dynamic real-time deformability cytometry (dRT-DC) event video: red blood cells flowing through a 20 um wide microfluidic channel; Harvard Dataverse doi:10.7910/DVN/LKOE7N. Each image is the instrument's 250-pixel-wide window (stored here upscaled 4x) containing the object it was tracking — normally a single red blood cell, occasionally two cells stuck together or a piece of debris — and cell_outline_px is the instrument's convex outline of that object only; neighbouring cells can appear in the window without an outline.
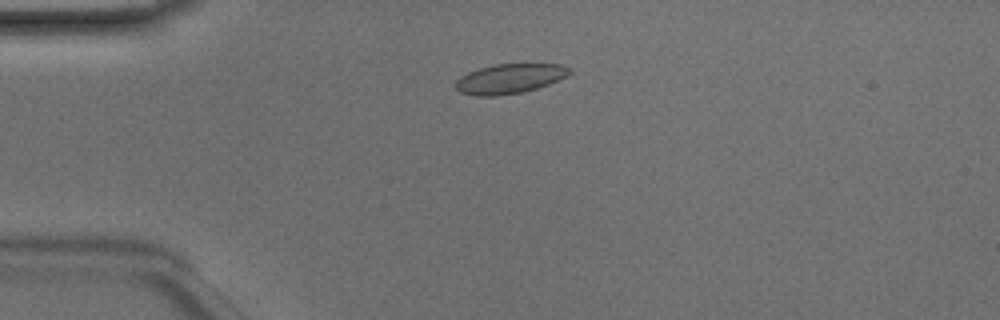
{"species": "Egyptian fruit bat (a non-hibernating species)", "species_latin": "Rousettus aegyptiacus", "temperature_condition": "room temperature", "stored_images_in_passage": 40, "camera_frame_rate_fps": 3000, "um_per_image_px": 0.085, "animal": {"sex": "male"}, "frame": {"image": 1, "passage_image": 3, "time_ms": 0.667, "image_size_px": [1000, 320], "cell_outline_px": [[572, 72], [548, 84], [524, 92], [496, 96], [476, 96], [460, 92], [456, 88], [456, 80], [460, 76], [468, 72], [480, 68], [496, 64], [560, 64], [572, 68]], "centroid_in_image_um": [43.3, 6.69], "position_along_channel_um": 41.7, "area_um2": 19.59}}
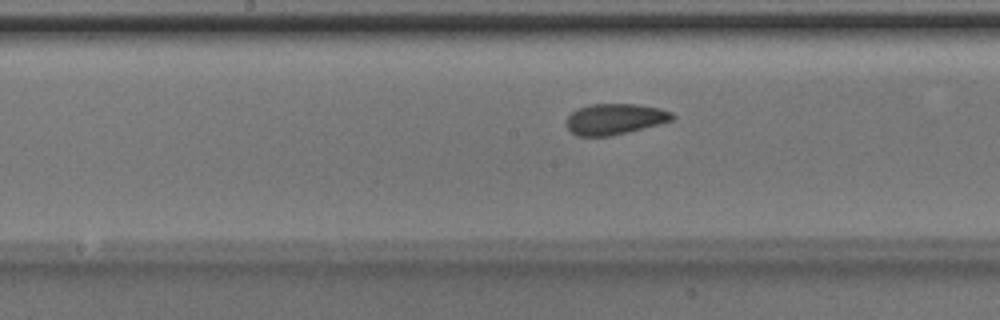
{"frame": {"image": 2, "passage_image": 16, "time_ms": 5.0, "image_size_px": [1000, 320], "cell_outline_px": [[676, 116], [672, 120], [660, 124], [628, 132], [608, 136], [576, 136], [564, 124], [568, 116], [576, 108], [588, 104], [636, 104], [660, 108], [672, 112]], "centroid_in_image_um": [52.24, 10.11], "position_along_channel_um": 196.0, "area_um2": 19.25}}
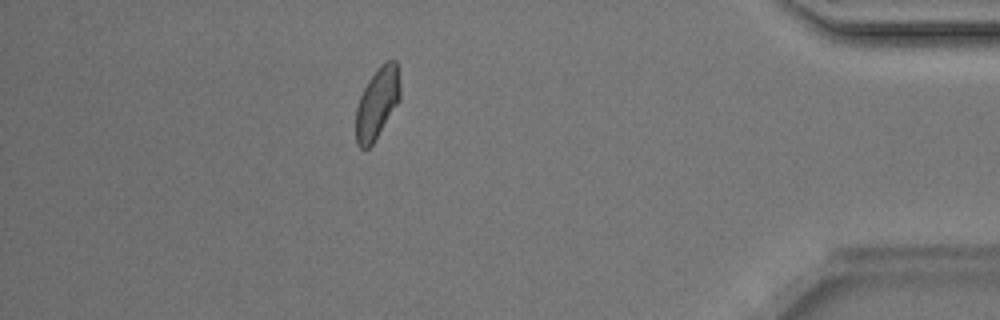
{"frame": {"image": 3, "passage_image": 34, "time_ms": 11.0, "image_size_px": [1000, 320], "cell_outline_px": [[400, 100], [372, 144], [368, 148], [360, 148], [356, 144], [356, 108], [360, 96], [368, 80], [380, 64], [388, 60], [396, 60], [400, 84]], "centroid_in_image_um": [32.06, 8.75], "position_along_channel_um": 403.1, "area_um2": 18.26}, "authors_computed_cell_mechanics": {"area_um2": 18.8717, "velocity_mm_per_s": 4.1678, "shape_relaxation_time_tau1_ms": 3.4183, "shape_relaxation_time_tau2_ms": 2.5538, "deformation_change_tau1": 0.0883, "deformation_change_tau2": 0.0446}}